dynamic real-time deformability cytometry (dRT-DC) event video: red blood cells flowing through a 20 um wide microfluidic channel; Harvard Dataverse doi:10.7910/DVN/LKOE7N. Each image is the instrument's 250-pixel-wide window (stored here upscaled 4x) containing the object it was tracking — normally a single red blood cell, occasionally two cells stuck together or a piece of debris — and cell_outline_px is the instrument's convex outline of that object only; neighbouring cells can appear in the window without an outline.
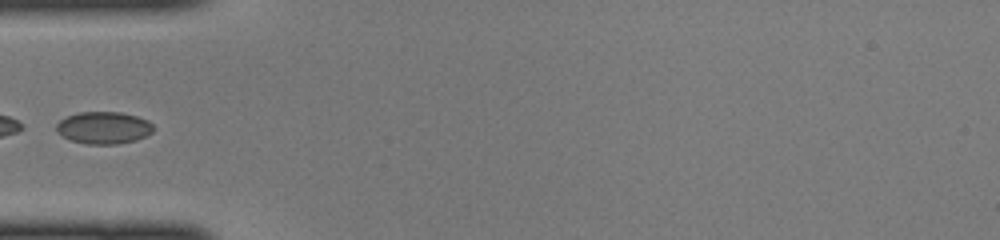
{"species": "common noctule bat (a hibernating species)", "species_latin": "Nyctalus noctula", "temperature_condition": "cold", "stored_images_in_passage": 19, "camera_frame_rate_fps": 3000, "um_per_image_px": 0.085, "animal": {"sex": "female", "body_mass_g": 22.0, "forearm_length_mm": 56.7}, "frame": {"image": 1, "passage_image": 1, "time_ms": 0.0, "image_size_px": [1000, 240], "cell_outline_px": [[156, 128], [152, 132], [136, 140], [116, 144], [88, 144], [68, 140], [56, 132], [56, 124], [60, 120], [68, 116], [80, 112], [120, 112], [136, 116], [148, 120]], "centroid_in_image_um": [8.8, 10.86], "position_along_channel_um": 76.2, "area_um2": 18.26}}